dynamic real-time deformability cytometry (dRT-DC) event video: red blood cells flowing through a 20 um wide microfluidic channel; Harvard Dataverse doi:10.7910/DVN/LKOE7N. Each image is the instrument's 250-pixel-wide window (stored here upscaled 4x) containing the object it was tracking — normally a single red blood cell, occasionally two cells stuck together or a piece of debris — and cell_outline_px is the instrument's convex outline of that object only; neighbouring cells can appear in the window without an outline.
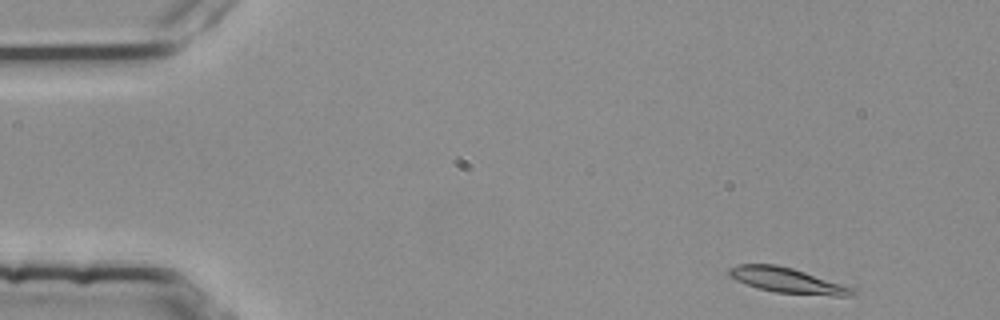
{"species": "common noctule bat (a hibernating species)", "species_latin": "Nyctalus noctula", "temperature_condition": "room temperature", "stored_images_in_passage": 47, "camera_frame_rate_fps": 3000, "um_per_image_px": 0.085, "animal": {"sex": "female", "body_mass_g": 25.1}, "frame": {"image": 1, "passage_image": 1, "time_ms": 0.0, "image_size_px": [1000, 320], "cell_outline_px": [[856, 292], [848, 296], [832, 296], [776, 292], [756, 288], [736, 280], [728, 276], [728, 268], [736, 264], [776, 264], [792, 268], [852, 288]], "centroid_in_image_um": [66.82, 23.83], "position_along_channel_um": 18.2, "area_um2": 17.86}}
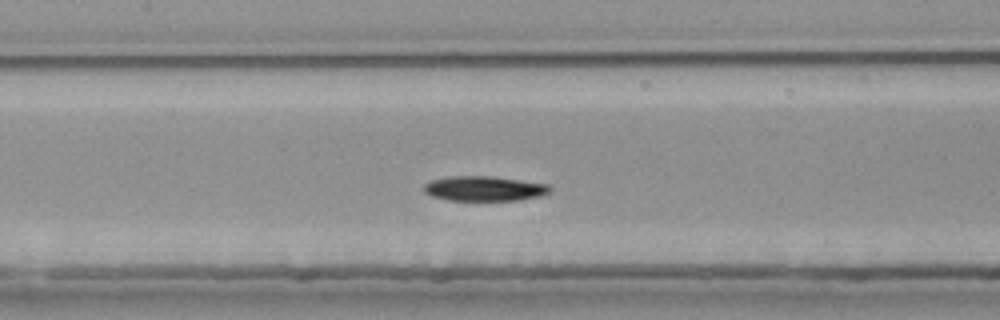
{"frame": {"image": 2, "passage_image": 21, "time_ms": 6.667, "image_size_px": [1000, 320], "cell_outline_px": [[552, 192], [540, 196], [520, 200], [448, 200], [432, 196], [424, 192], [424, 184], [432, 180], [448, 176], [488, 176], [548, 184], [552, 188]], "centroid_in_image_um": [41.17, 16.03], "position_along_channel_um": 166.2, "area_um2": 18.21}}
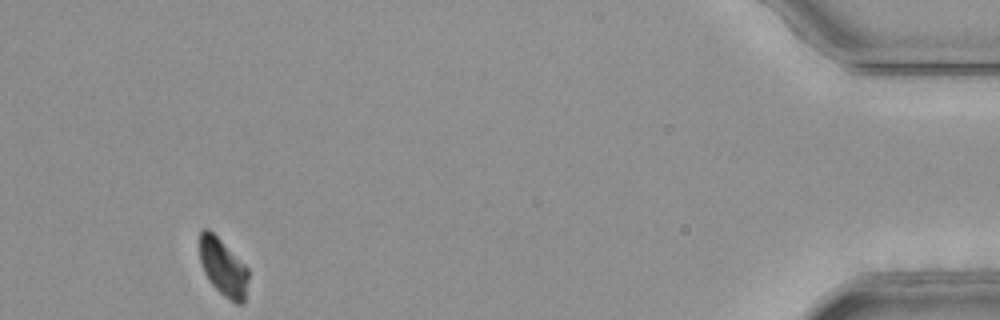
{"frame": {"image": 3, "passage_image": 47, "time_ms": 15.333, "image_size_px": [1000, 320], "cell_outline_px": [[248, 280], [244, 304], [236, 304], [224, 296], [208, 280], [204, 272], [200, 260], [200, 232], [204, 228], [208, 228], [248, 268]], "centroid_in_image_um": [18.97, 22.76], "position_along_channel_um": 416.2, "area_um2": 16.07}, "authors_computed_cell_mechanics": {"area_um2": 17.9758, "velocity_mm_per_s": 3.7424, "shape_relaxation_time_tau1_ms": 2.7549, "shape_relaxation_time_tau2_ms": null, "deformation_change_tau1": 0.1241, "deformation_change_tau2": null}}